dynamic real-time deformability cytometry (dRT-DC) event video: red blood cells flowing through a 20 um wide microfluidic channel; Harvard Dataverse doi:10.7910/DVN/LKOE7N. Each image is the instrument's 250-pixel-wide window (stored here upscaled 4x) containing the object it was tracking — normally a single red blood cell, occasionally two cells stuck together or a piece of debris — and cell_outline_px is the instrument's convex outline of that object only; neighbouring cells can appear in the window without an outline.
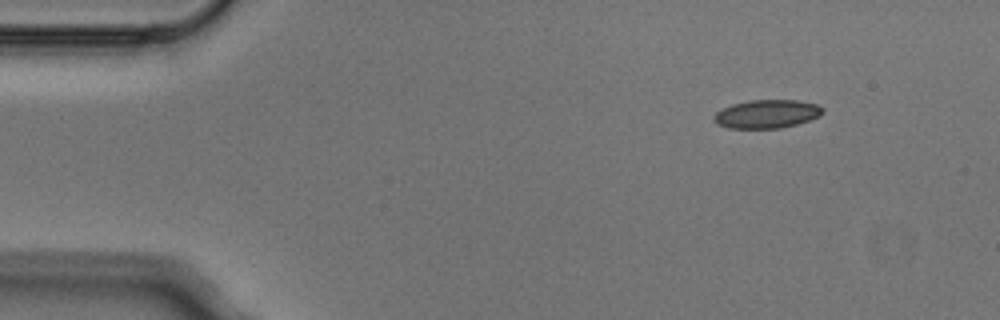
{"species": "Egyptian fruit bat (a non-hibernating species)", "species_latin": "Rousettus aegyptiacus", "temperature_condition": "cold", "stored_images_in_passage": 5, "camera_frame_rate_fps": 3000, "um_per_image_px": 0.085, "animal": {"sex": "male"}, "frame": {"image": 1, "passage_image": 1, "time_ms": 0.0, "image_size_px": [1000, 320], "cell_outline_px": [[824, 112], [820, 116], [796, 124], [780, 128], [728, 128], [716, 124], [712, 120], [712, 116], [716, 112], [732, 104], [748, 100], [796, 100], [816, 104], [824, 108]], "centroid_in_image_um": [65.15, 9.68], "position_along_channel_um": 19.8, "area_um2": 18.09}}
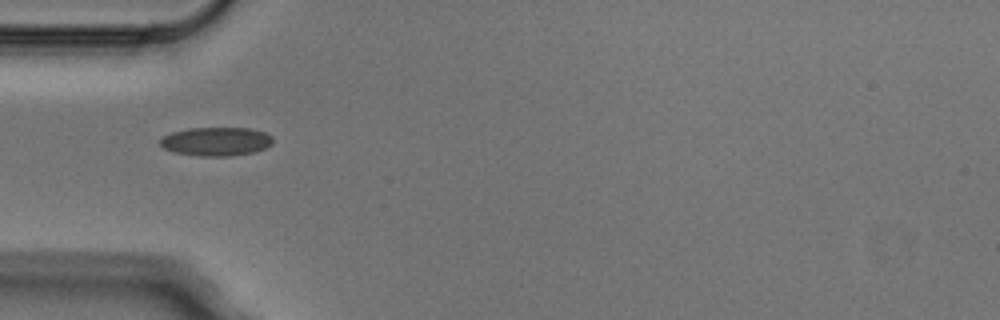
{"frame": {"image": 2, "passage_image": 4, "time_ms": 1.0, "image_size_px": [1000, 320], "cell_outline_px": [[272, 144], [264, 148], [252, 152], [232, 156], [200, 156], [172, 152], [164, 148], [160, 144], [160, 140], [164, 136], [172, 132], [188, 128], [252, 128], [264, 132], [272, 136]], "centroid_in_image_um": [18.37, 12.02], "position_along_channel_um": 66.6, "area_um2": 18.84}}
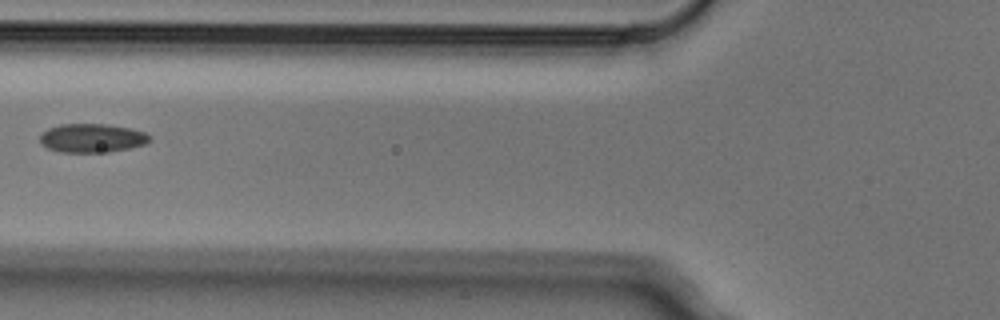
{"frame": {"image": 3, "passage_image": 5, "time_ms": 1.333, "image_size_px": [1000, 320], "cell_outline_px": [[152, 140], [144, 144], [128, 148], [108, 152], [60, 152], [48, 148], [40, 144], [40, 136], [48, 128], [60, 124], [108, 124], [132, 128], [144, 132], [152, 136]], "centroid_in_image_um": [7.84, 11.73], "position_along_channel_um": 118.0, "area_um2": 18.5}}